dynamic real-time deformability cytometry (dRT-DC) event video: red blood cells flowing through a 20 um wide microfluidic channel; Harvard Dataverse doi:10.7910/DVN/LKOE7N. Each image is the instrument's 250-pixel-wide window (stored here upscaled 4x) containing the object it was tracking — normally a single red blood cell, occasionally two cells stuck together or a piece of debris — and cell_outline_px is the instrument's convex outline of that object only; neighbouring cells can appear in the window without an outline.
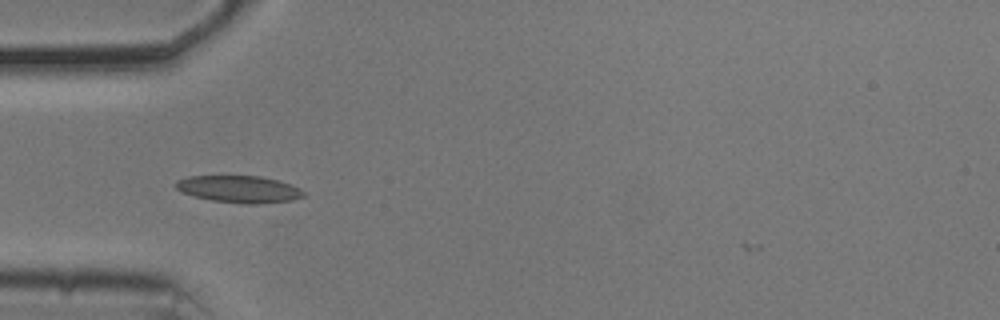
{"species": "common noctule bat (a hibernating species)", "species_latin": "Nyctalus noctula", "temperature_condition": "cold", "stored_images_in_passage": 38, "camera_frame_rate_fps": 3000, "um_per_image_px": 0.085, "animal": {"sex": "male", "body_mass_g": 20.5, "forearm_length_mm": 52.5}, "frame": {"image": 1, "passage_image": 3, "time_ms": 0.667, "image_size_px": [1000, 320], "cell_outline_px": [[304, 196], [292, 200], [260, 204], [244, 204], [212, 200], [180, 192], [176, 188], [176, 180], [188, 176], [260, 176], [292, 184], [300, 188], [304, 192]], "centroid_in_image_um": [20.33, 16.08], "position_along_channel_um": 64.7, "area_um2": 20.11}}
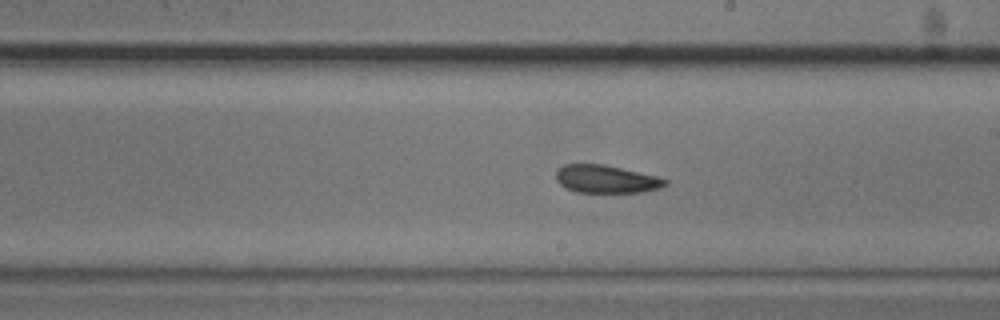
{"frame": {"image": 2, "passage_image": 17, "time_ms": 5.333, "image_size_px": [1000, 320], "cell_outline_px": [[668, 184], [660, 188], [644, 192], [576, 192], [564, 188], [556, 180], [556, 172], [564, 164], [604, 164], [656, 176], [668, 180]], "centroid_in_image_um": [51.52, 15.23], "position_along_channel_um": 237.5, "area_um2": 17.74}}
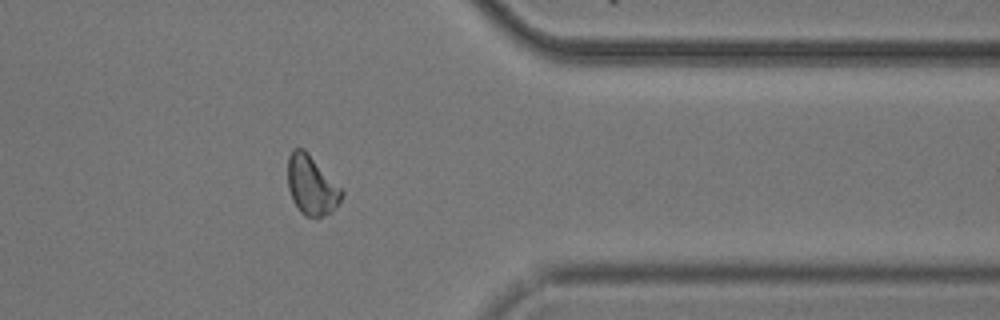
{"frame": {"image": 3, "passage_image": 30, "time_ms": 9.667, "image_size_px": [1000, 320], "cell_outline_px": [[344, 196], [332, 212], [320, 216], [304, 216], [300, 212], [292, 200], [288, 188], [288, 156], [292, 148], [304, 148], [344, 192]], "centroid_in_image_um": [26.46, 15.74], "position_along_channel_um": 384.9, "area_um2": 18.55}, "authors_computed_cell_mechanics": {"area_um2": 18.6116, "velocity_mm_per_s": 3.7068, "shape_relaxation_time_tau1_ms": 4.88, "shape_relaxation_time_tau2_ms": null, "deformation_change_tau1": 0.1122, "deformation_change_tau2": null}}